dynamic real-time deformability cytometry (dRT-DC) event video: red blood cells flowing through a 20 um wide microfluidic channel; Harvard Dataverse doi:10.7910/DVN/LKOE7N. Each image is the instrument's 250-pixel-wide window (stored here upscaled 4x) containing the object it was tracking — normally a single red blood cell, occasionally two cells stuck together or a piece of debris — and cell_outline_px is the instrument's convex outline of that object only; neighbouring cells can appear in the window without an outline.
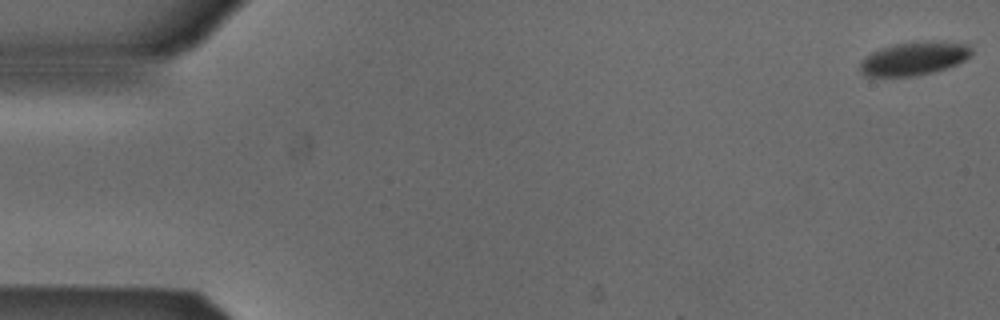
{"species": "Egyptian fruit bat (a non-hibernating species)", "species_latin": "Rousettus aegyptiacus", "temperature_condition": "cold", "stored_images_in_passage": 5, "camera_frame_rate_fps": 3000, "um_per_image_px": 0.085, "animal": {"sex": "male"}, "frame": {"image": 1, "passage_image": 1, "time_ms": 0.0, "image_size_px": [1000, 320], "cell_outline_px": [[972, 56], [956, 64], [932, 72], [916, 76], [864, 76], [860, 72], [860, 60], [864, 56], [880, 48], [892, 44], [916, 40], [944, 40], [968, 44], [972, 48]], "centroid_in_image_um": [77.69, 4.93], "position_along_channel_um": 7.3, "area_um2": 22.31}}
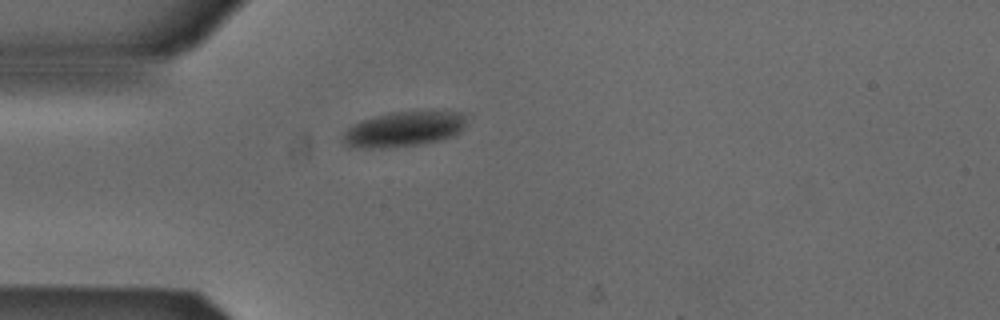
{"frame": {"image": 2, "passage_image": 5, "time_ms": 1.333, "image_size_px": [1000, 320], "cell_outline_px": [[464, 124], [460, 132], [452, 136], [440, 140], [420, 144], [392, 148], [348, 148], [340, 140], [340, 136], [352, 124], [360, 120], [388, 112], [432, 108], [444, 108], [460, 112], [464, 116]], "centroid_in_image_um": [34.29, 10.93], "position_along_channel_um": 50.7, "area_um2": 26.7}}